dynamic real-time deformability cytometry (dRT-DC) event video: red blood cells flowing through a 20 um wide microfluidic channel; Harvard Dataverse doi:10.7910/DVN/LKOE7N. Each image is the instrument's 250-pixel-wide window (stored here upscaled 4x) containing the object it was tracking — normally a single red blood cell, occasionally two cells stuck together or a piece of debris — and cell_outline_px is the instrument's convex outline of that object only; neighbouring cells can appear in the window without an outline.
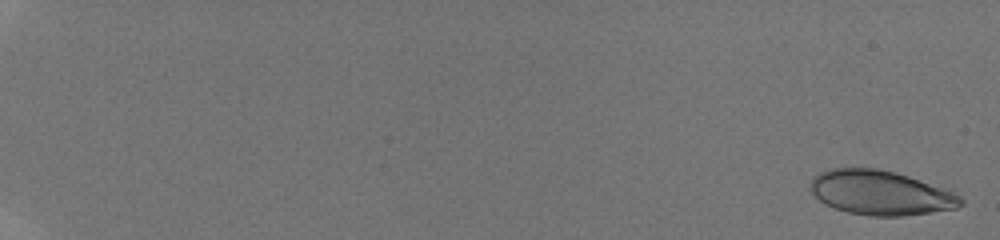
{"species": "human", "species_latin": "Homo sapiens", "temperature_condition": "room temperature", "stored_images_in_passage": 37, "camera_frame_rate_fps": 3000, "um_per_image_px": 0.085, "donor": {"sex": "male"}, "frame": {"image": 1, "passage_image": 1, "time_ms": 0.0, "image_size_px": [1000, 240], "cell_outline_px": [[964, 204], [956, 208], [932, 212], [900, 216], [868, 216], [848, 212], [836, 208], [820, 200], [812, 192], [808, 184], [812, 176], [820, 172], [832, 168], [876, 168], [896, 172], [944, 188], [960, 196], [964, 200]], "centroid_in_image_um": [74.83, 16.38], "position_along_channel_um": 10.2, "area_um2": 38.9}}
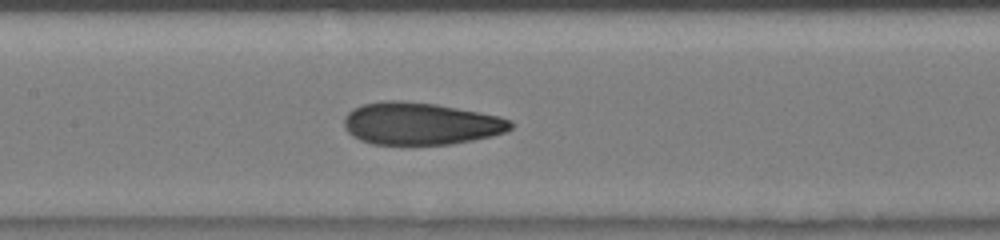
{"frame": {"image": 2, "passage_image": 20, "time_ms": 9.667, "image_size_px": [1000, 240], "cell_outline_px": [[512, 128], [504, 132], [492, 136], [452, 144], [372, 144], [360, 140], [352, 136], [344, 128], [344, 116], [352, 108], [364, 104], [388, 100], [400, 100], [436, 104], [500, 116], [512, 120]], "centroid_in_image_um": [35.73, 10.5], "position_along_channel_um": 171.7, "area_um2": 41.1}}
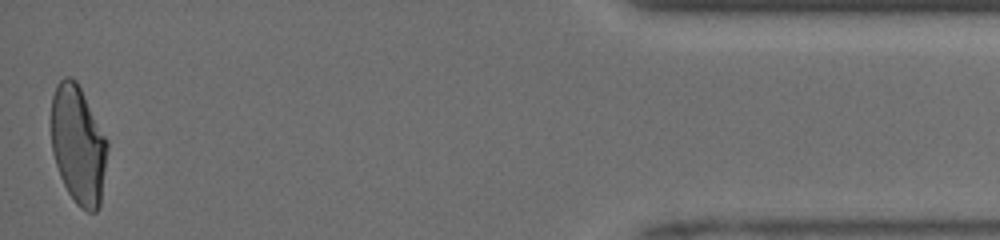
{"frame": {"image": 3, "passage_image": 37, "time_ms": 17.333, "image_size_px": [1000, 240], "cell_outline_px": [[108, 148], [100, 208], [96, 212], [88, 212], [80, 208], [76, 204], [68, 192], [60, 176], [52, 152], [52, 96], [56, 84], [64, 76], [72, 76], [76, 80], [108, 140]], "centroid_in_image_um": [6.66, 12.32], "position_along_channel_um": 428.5, "area_um2": 38.96}, "authors_computed_cell_mechanics": {"area_um2": 39.593, "velocity_mm_per_s": 4.1585, "shape_relaxation_time_tau1_ms": null, "shape_relaxation_time_tau2_ms": 1.0158, "deformation_change_tau1": null, "deformation_change_tau2": 0.0554}}